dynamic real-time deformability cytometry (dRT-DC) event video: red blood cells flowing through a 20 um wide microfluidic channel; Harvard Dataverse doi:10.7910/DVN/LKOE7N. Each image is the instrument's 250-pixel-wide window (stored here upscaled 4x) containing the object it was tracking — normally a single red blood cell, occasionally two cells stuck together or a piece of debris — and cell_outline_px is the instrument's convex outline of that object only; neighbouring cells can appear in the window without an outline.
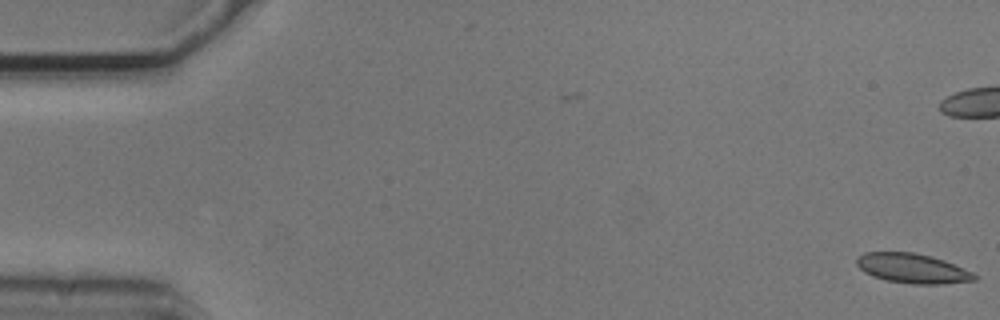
{"species": "common noctule bat (a hibernating species)", "species_latin": "Nyctalus noctula", "temperature_condition": "cold", "stored_images_in_passage": 2, "camera_frame_rate_fps": 3000, "um_per_image_px": 0.085, "animal": {"sex": "male", "body_mass_g": 20.5, "forearm_length_mm": 52.5}, "frame": {"image": 1, "passage_image": 2, "time_ms": 0.333, "image_size_px": [1000, 320], "cell_outline_px": [[976, 280], [940, 284], [912, 284], [884, 280], [872, 276], [864, 272], [856, 264], [856, 256], [864, 252], [912, 252], [932, 256], [944, 260], [972, 272], [976, 276]], "centroid_in_image_um": [77.51, 22.81], "position_along_channel_um": 7.5, "area_um2": 20.4}}